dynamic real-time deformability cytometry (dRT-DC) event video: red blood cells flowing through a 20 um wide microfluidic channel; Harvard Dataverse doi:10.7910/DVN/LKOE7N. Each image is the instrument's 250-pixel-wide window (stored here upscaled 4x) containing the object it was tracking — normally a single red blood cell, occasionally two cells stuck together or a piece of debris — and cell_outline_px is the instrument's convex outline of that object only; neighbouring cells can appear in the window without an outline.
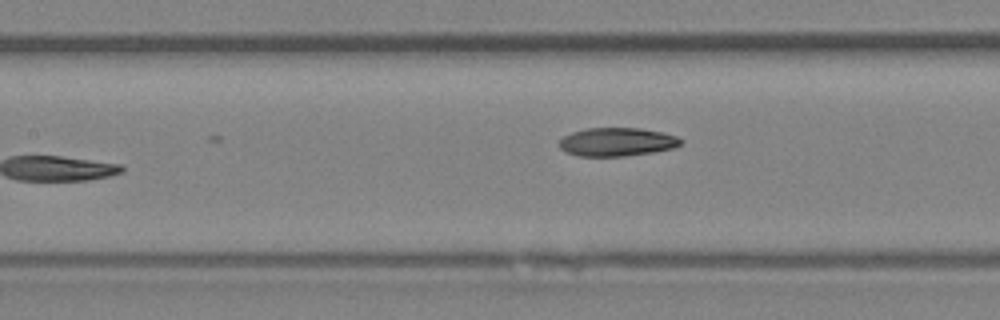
{"species": "Egyptian fruit bat (a non-hibernating species)", "species_latin": "Rousettus aegyptiacus", "temperature_condition": "room temperature", "stored_images_in_passage": 7, "camera_frame_rate_fps": 3000, "um_per_image_px": 0.085, "animal": {"sex": "female"}, "frame": {"image": 1, "passage_image": 7, "time_ms": 6.667, "image_size_px": [1000, 320], "cell_outline_px": [[684, 140], [680, 144], [672, 148], [652, 152], [624, 156], [580, 156], [564, 152], [556, 144], [564, 136], [572, 132], [584, 128], [640, 128], [660, 132], [676, 136]], "centroid_in_image_um": [52.38, 12.06], "position_along_channel_um": 155.0, "area_um2": 20.17}}